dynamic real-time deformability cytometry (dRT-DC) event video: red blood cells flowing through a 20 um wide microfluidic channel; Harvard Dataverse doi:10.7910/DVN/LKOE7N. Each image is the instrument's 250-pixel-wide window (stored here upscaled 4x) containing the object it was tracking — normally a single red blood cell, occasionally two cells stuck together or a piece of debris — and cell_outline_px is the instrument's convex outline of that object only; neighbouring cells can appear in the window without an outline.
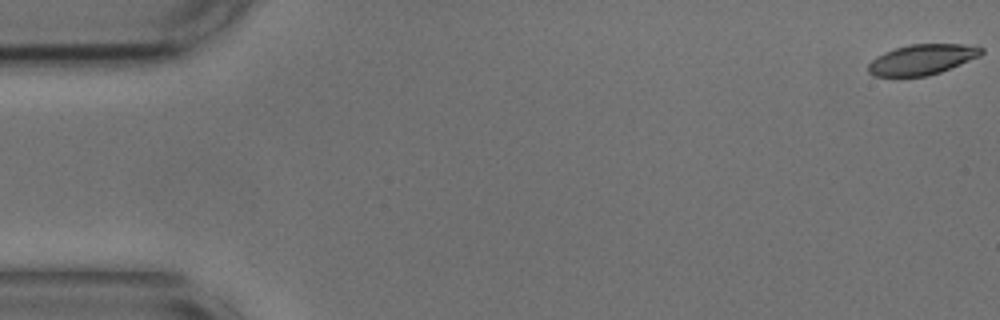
{"species": "common noctule bat (a hibernating species)", "species_latin": "Nyctalus noctula", "temperature_condition": "cold", "stored_images_in_passage": 55, "camera_frame_rate_fps": 3000, "um_per_image_px": 0.085, "animal": {"sex": "male", "body_mass_g": 17.9, "forearm_length_mm": 54.2}, "frame": {"image": 1, "passage_image": 1, "time_ms": 0.0, "image_size_px": [1000, 320], "cell_outline_px": [[984, 52], [980, 56], [940, 72], [928, 76], [872, 76], [868, 72], [868, 64], [876, 56], [884, 52], [908, 44], [964, 44], [984, 48]], "centroid_in_image_um": [78.36, 5.05], "position_along_channel_um": 6.6, "area_um2": 20.0}}
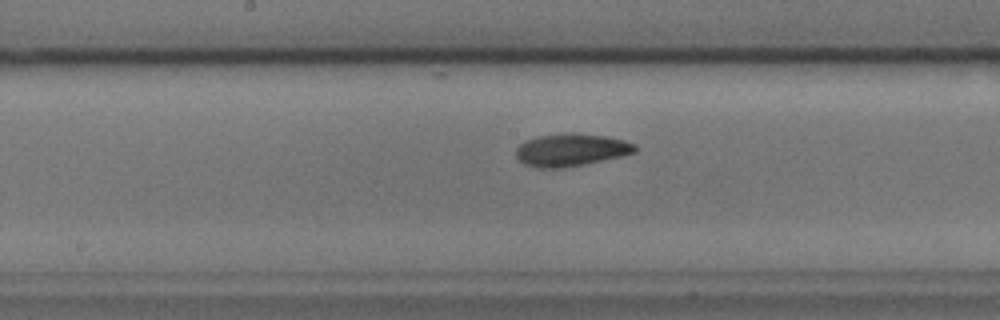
{"frame": {"image": 2, "passage_image": 28, "time_ms": 9.0, "image_size_px": [1000, 320], "cell_outline_px": [[636, 152], [620, 156], [584, 164], [564, 168], [536, 168], [524, 164], [516, 156], [516, 148], [520, 144], [528, 140], [540, 136], [572, 132], [604, 136], [624, 140], [636, 144]], "centroid_in_image_um": [48.53, 12.75], "position_along_channel_um": 199.7, "area_um2": 22.43}}
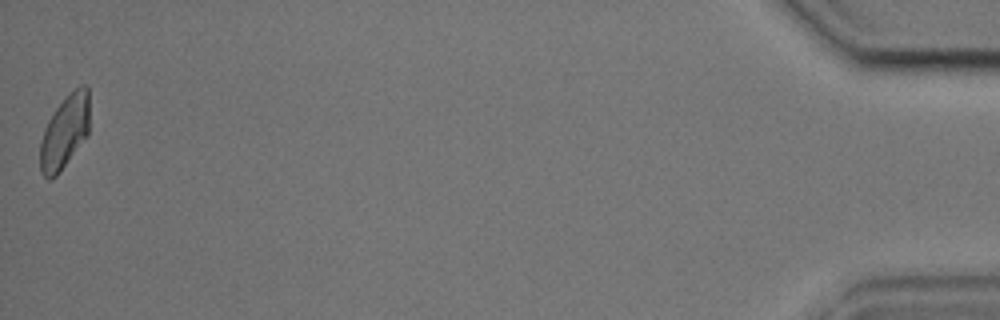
{"frame": {"image": 3, "passage_image": 55, "time_ms": 18.0, "image_size_px": [1000, 320], "cell_outline_px": [[88, 136], [56, 176], [48, 180], [40, 172], [40, 140], [44, 128], [48, 120], [56, 108], [80, 84], [88, 84]], "centroid_in_image_um": [5.49, 11.24], "position_along_channel_um": 429.7, "area_um2": 20.98}, "authors_computed_cell_mechanics": {"area_um2": 21.4438, "velocity_mm_per_s": 3.6329, "shape_relaxation_time_tau1_ms": 5.0112, "shape_relaxation_time_tau2_ms": 3.7762, "deformation_change_tau1": 0.1344, "deformation_change_tau2": 0.087}}